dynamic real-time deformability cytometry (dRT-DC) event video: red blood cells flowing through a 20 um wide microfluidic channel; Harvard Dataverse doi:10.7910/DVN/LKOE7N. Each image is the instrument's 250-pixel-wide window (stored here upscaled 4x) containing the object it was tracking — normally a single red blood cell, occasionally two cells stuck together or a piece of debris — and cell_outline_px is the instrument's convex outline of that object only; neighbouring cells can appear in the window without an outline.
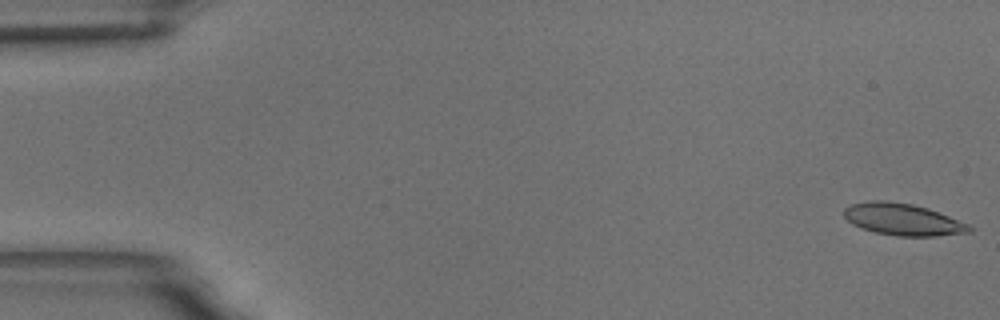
{"species": "common noctule bat (a hibernating species)", "species_latin": "Nyctalus noctula", "temperature_condition": "room temperature", "stored_images_in_passage": 59, "camera_frame_rate_fps": 3000, "um_per_image_px": 0.085, "animal": {"sex": "male", "body_mass_g": 18.8}, "frame": {"image": 1, "passage_image": 1, "time_ms": 0.0, "image_size_px": [1000, 320], "cell_outline_px": [[976, 228], [972, 232], [936, 236], [896, 236], [876, 232], [860, 228], [852, 224], [844, 216], [844, 208], [852, 204], [868, 200], [884, 200], [912, 204], [928, 208], [968, 224]], "centroid_in_image_um": [76.75, 18.65], "position_along_channel_um": 8.3, "area_um2": 23.35}}
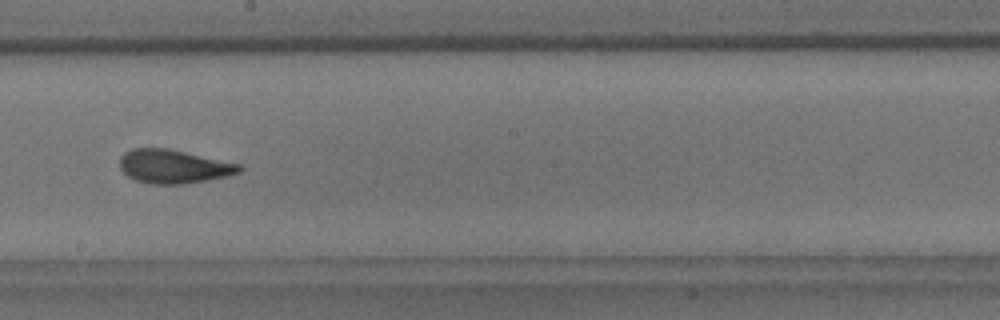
{"frame": {"image": 2, "passage_image": 33, "time_ms": 10.667, "image_size_px": [1000, 320], "cell_outline_px": [[244, 168], [240, 172], [228, 176], [208, 180], [184, 184], [152, 184], [136, 180], [128, 176], [120, 168], [120, 156], [124, 152], [132, 148], [168, 148], [240, 164]], "centroid_in_image_um": [14.76, 14.15], "position_along_channel_um": 233.4, "area_um2": 23.52}}
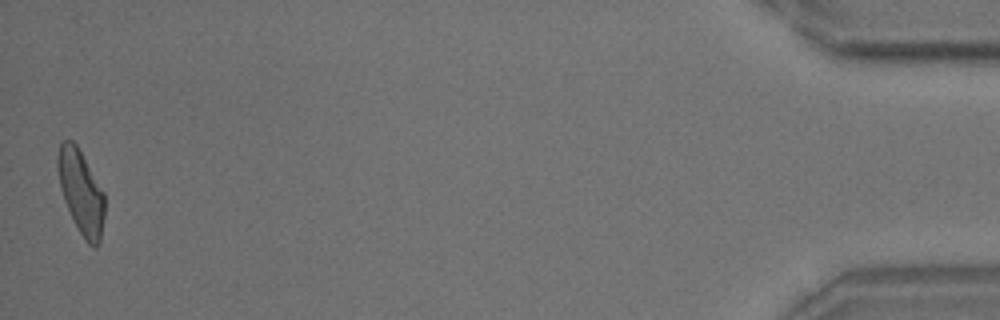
{"frame": {"image": 3, "passage_image": 58, "time_ms": 19.0, "image_size_px": [1000, 320], "cell_outline_px": [[104, 216], [100, 244], [96, 248], [92, 248], [84, 240], [64, 200], [60, 188], [56, 168], [56, 156], [60, 144], [64, 140], [72, 140], [76, 144], [104, 192]], "centroid_in_image_um": [6.88, 16.33], "position_along_channel_um": 428.3, "area_um2": 22.95}, "authors_computed_cell_mechanics": {"area_um2": 23.3512, "velocity_mm_per_s": 3.4449, "shape_relaxation_time_tau1_ms": 6.1864, "shape_relaxation_time_tau2_ms": 1.5504, "deformation_change_tau1": 0.1759, "deformation_change_tau2": 0.0878}}